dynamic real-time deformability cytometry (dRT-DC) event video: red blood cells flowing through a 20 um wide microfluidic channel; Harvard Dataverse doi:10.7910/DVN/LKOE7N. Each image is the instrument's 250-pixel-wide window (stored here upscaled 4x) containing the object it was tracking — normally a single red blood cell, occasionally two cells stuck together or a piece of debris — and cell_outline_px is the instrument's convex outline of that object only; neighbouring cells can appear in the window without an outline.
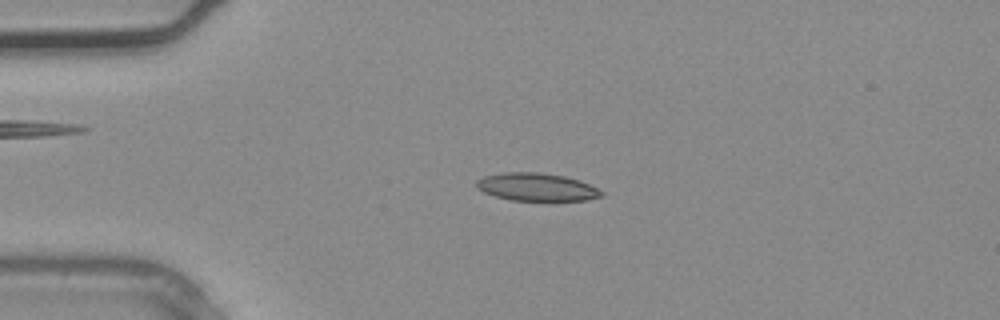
{"species": "common noctule bat (a hibernating species)", "species_latin": "Nyctalus noctula", "temperature_condition": "warm", "stored_images_in_passage": 2, "camera_frame_rate_fps": 3000, "um_per_image_px": 0.085, "animal": {"sex": "male", "body_mass_g": 20.4}, "frame": {"image": 1, "passage_image": 1, "time_ms": 0.0, "image_size_px": [1000, 320], "cell_outline_px": [[604, 196], [584, 200], [512, 200], [496, 196], [484, 192], [476, 188], [476, 180], [484, 176], [504, 172], [536, 172], [564, 176], [580, 180], [604, 192]], "centroid_in_image_um": [45.6, 15.89], "position_along_channel_um": 39.4, "area_um2": 20.11}}